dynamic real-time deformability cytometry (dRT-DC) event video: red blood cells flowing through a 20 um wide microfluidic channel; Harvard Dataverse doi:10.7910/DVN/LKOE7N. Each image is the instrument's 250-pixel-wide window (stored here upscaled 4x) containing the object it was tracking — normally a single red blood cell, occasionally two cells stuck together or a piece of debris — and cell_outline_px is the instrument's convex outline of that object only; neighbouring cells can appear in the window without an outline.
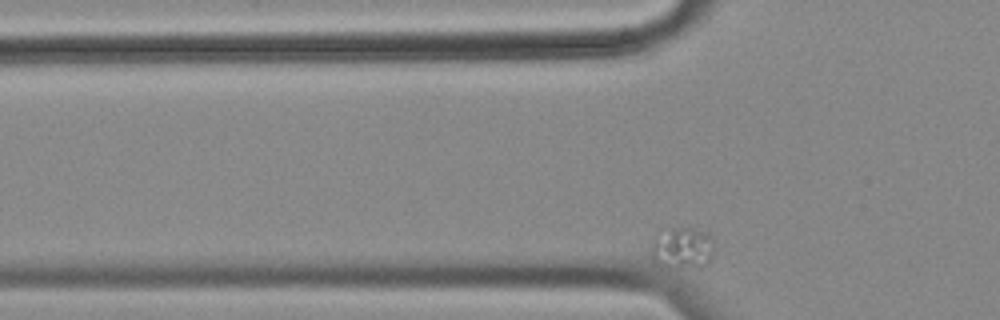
{"species": "common noctule bat (a hibernating species)", "species_latin": "Nyctalus noctula", "temperature_condition": "cold", "stored_images_in_passage": 44, "camera_frame_rate_fps": 3000, "um_per_image_px": 0.085, "animal": {"sex": "female", "body_mass_g": 18.4}, "frame": {"image": 1, "passage_image": 10, "time_ms": 3.0, "image_size_px": [1000, 320], "cell_outline_px": [[712, 256], [708, 264], [676, 268], [664, 268], [656, 264], [652, 260], [652, 240], [656, 236], [672, 228], [692, 228], [704, 232], [712, 240]], "centroid_in_image_um": [57.95, 21.11], "position_along_channel_um": 67.9, "area_um2": 14.97}}
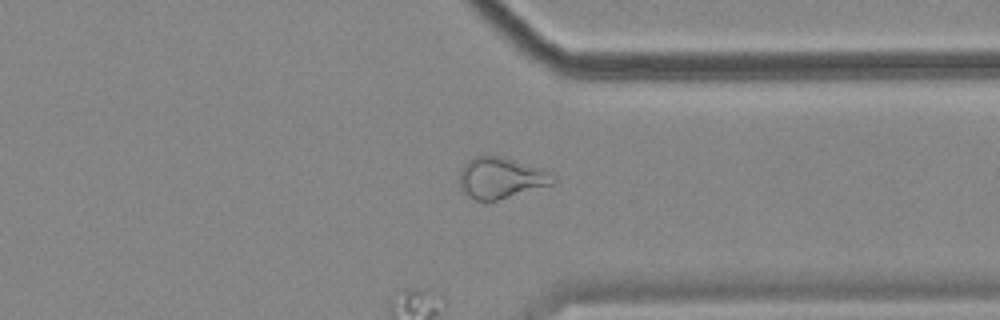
{"frame": {"image": 2, "passage_image": 44, "time_ms": 14.333, "image_size_px": [1000, 320], "cell_outline_px": [[556, 184], [496, 200], [472, 200], [464, 196], [460, 188], [460, 172], [468, 160], [472, 156], [500, 156], [540, 168], [556, 176]], "centroid_in_image_um": [42.57, 15.14], "position_along_channel_um": 368.8, "area_um2": 22.48}}